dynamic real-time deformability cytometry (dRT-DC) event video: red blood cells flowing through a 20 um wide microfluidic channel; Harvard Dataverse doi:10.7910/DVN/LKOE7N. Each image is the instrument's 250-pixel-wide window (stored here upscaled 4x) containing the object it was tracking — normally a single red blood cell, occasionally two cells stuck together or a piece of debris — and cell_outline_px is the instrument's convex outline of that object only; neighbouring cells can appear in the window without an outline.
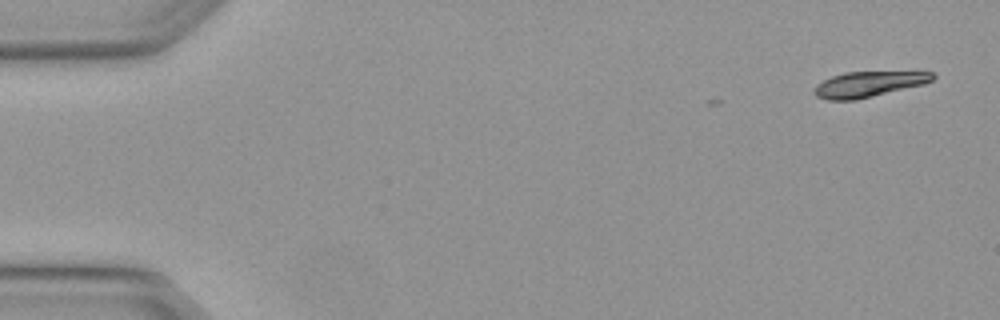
{"species": "Egyptian fruit bat (a non-hibernating species)", "species_latin": "Rousettus aegyptiacus", "temperature_condition": "warm", "stored_images_in_passage": 2, "camera_frame_rate_fps": 3000, "um_per_image_px": 0.085, "animal": {"sex": "female"}, "frame": {"image": 1, "passage_image": 2, "time_ms": 0.333, "image_size_px": [1000, 320], "cell_outline_px": [[936, 76], [932, 80], [924, 84], [856, 100], [828, 100], [816, 96], [812, 92], [816, 84], [832, 76], [844, 72], [932, 72]], "centroid_in_image_um": [73.79, 7.16], "position_along_channel_um": 11.2, "area_um2": 17.51}}